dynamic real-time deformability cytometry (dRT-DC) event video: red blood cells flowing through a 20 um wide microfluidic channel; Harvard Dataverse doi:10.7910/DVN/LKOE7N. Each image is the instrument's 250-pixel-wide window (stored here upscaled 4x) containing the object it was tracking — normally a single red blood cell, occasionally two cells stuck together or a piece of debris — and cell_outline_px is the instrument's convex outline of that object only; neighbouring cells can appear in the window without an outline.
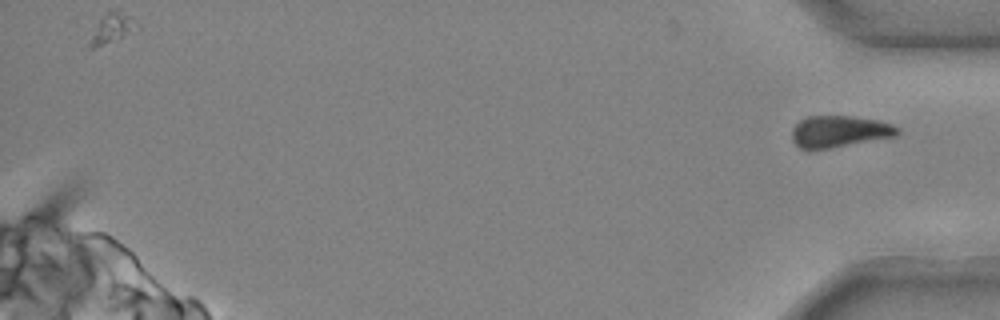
{"species": "common noctule bat (a hibernating species)", "species_latin": "Nyctalus noctula", "temperature_condition": "cold", "stored_images_in_passage": 29, "camera_frame_rate_fps": 3000, "um_per_image_px": 0.085, "animal": {"sex": "male", "body_mass_g": 20.4}, "frame": {"image": 1, "passage_image": 29, "time_ms": 9.333, "image_size_px": [1000, 320], "cell_outline_px": [[900, 132], [896, 136], [812, 152], [808, 152], [800, 148], [792, 140], [792, 128], [800, 120], [808, 116], [852, 116], [876, 120], [892, 124], [900, 128]], "centroid_in_image_um": [71.31, 11.21], "position_along_channel_um": 363.9, "area_um2": 19.94}}